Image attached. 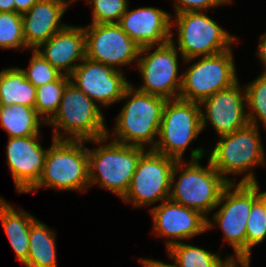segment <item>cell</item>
Returning a JSON list of instances; mask_svg holds the SVG:
<instances>
[{"label": "cell", "instance_id": "obj_1", "mask_svg": "<svg viewBox=\"0 0 266 267\" xmlns=\"http://www.w3.org/2000/svg\"><path fill=\"white\" fill-rule=\"evenodd\" d=\"M205 154L207 152L202 147L195 148L191 150V160L188 163L184 160L175 163L169 199L197 210L208 218L229 182L212 166L209 159L206 167L200 164Z\"/></svg>", "mask_w": 266, "mask_h": 267}, {"label": "cell", "instance_id": "obj_2", "mask_svg": "<svg viewBox=\"0 0 266 267\" xmlns=\"http://www.w3.org/2000/svg\"><path fill=\"white\" fill-rule=\"evenodd\" d=\"M121 100L127 102L116 116L113 131L108 129L107 137L122 144L154 149L167 100L138 91L132 83L125 89Z\"/></svg>", "mask_w": 266, "mask_h": 267}, {"label": "cell", "instance_id": "obj_3", "mask_svg": "<svg viewBox=\"0 0 266 267\" xmlns=\"http://www.w3.org/2000/svg\"><path fill=\"white\" fill-rule=\"evenodd\" d=\"M259 131V127L248 123L231 134L218 137L217 144L207 152L212 166L229 183H235V179L229 178L230 175L236 177L240 174L242 178L239 183H258L254 167L266 164Z\"/></svg>", "mask_w": 266, "mask_h": 267}, {"label": "cell", "instance_id": "obj_4", "mask_svg": "<svg viewBox=\"0 0 266 267\" xmlns=\"http://www.w3.org/2000/svg\"><path fill=\"white\" fill-rule=\"evenodd\" d=\"M108 139L106 135L87 141L100 144L94 150L88 147L89 187L98 184L122 199L129 189L138 161L147 149L112 139L109 142Z\"/></svg>", "mask_w": 266, "mask_h": 267}, {"label": "cell", "instance_id": "obj_5", "mask_svg": "<svg viewBox=\"0 0 266 267\" xmlns=\"http://www.w3.org/2000/svg\"><path fill=\"white\" fill-rule=\"evenodd\" d=\"M86 142L52 138L40 179L27 193L36 192L40 188L81 193L88 191L89 159Z\"/></svg>", "mask_w": 266, "mask_h": 267}, {"label": "cell", "instance_id": "obj_6", "mask_svg": "<svg viewBox=\"0 0 266 267\" xmlns=\"http://www.w3.org/2000/svg\"><path fill=\"white\" fill-rule=\"evenodd\" d=\"M259 197V183H229L220 196L207 229L220 227L224 245L229 244L234 254L233 262H246V225L253 202ZM220 206V207H219Z\"/></svg>", "mask_w": 266, "mask_h": 267}, {"label": "cell", "instance_id": "obj_7", "mask_svg": "<svg viewBox=\"0 0 266 267\" xmlns=\"http://www.w3.org/2000/svg\"><path fill=\"white\" fill-rule=\"evenodd\" d=\"M102 109L69 81L54 117L46 124L54 128L53 138L94 140L107 135Z\"/></svg>", "mask_w": 266, "mask_h": 267}, {"label": "cell", "instance_id": "obj_8", "mask_svg": "<svg viewBox=\"0 0 266 267\" xmlns=\"http://www.w3.org/2000/svg\"><path fill=\"white\" fill-rule=\"evenodd\" d=\"M171 26L177 29V38L171 31L170 42L181 54V59L211 56L232 48L238 39L225 31L207 12H183L175 14ZM177 42V44H176Z\"/></svg>", "mask_w": 266, "mask_h": 267}, {"label": "cell", "instance_id": "obj_9", "mask_svg": "<svg viewBox=\"0 0 266 267\" xmlns=\"http://www.w3.org/2000/svg\"><path fill=\"white\" fill-rule=\"evenodd\" d=\"M233 49L211 56L185 59L183 63L194 62L182 72V86L179 98L201 103L203 100L227 89L239 81L236 72ZM199 58V59H197ZM195 59L198 61L195 62Z\"/></svg>", "mask_w": 266, "mask_h": 267}, {"label": "cell", "instance_id": "obj_10", "mask_svg": "<svg viewBox=\"0 0 266 267\" xmlns=\"http://www.w3.org/2000/svg\"><path fill=\"white\" fill-rule=\"evenodd\" d=\"M202 132L200 103L180 98L167 100L154 151L176 161H183L184 152Z\"/></svg>", "mask_w": 266, "mask_h": 267}, {"label": "cell", "instance_id": "obj_11", "mask_svg": "<svg viewBox=\"0 0 266 267\" xmlns=\"http://www.w3.org/2000/svg\"><path fill=\"white\" fill-rule=\"evenodd\" d=\"M178 52L170 41L163 45L141 47L135 64L143 83L136 89L166 100L179 98L182 73L179 76Z\"/></svg>", "mask_w": 266, "mask_h": 267}, {"label": "cell", "instance_id": "obj_12", "mask_svg": "<svg viewBox=\"0 0 266 267\" xmlns=\"http://www.w3.org/2000/svg\"><path fill=\"white\" fill-rule=\"evenodd\" d=\"M177 161L153 149H147L140 157L131 184L121 199L142 208L169 199L171 174Z\"/></svg>", "mask_w": 266, "mask_h": 267}, {"label": "cell", "instance_id": "obj_13", "mask_svg": "<svg viewBox=\"0 0 266 267\" xmlns=\"http://www.w3.org/2000/svg\"><path fill=\"white\" fill-rule=\"evenodd\" d=\"M84 30L87 58L120 71H123V66L138 62L141 47L118 23L89 24L84 26Z\"/></svg>", "mask_w": 266, "mask_h": 267}, {"label": "cell", "instance_id": "obj_14", "mask_svg": "<svg viewBox=\"0 0 266 267\" xmlns=\"http://www.w3.org/2000/svg\"><path fill=\"white\" fill-rule=\"evenodd\" d=\"M70 81L98 106L106 108L119 103L125 89L131 84L125 78L124 71L87 57L74 69Z\"/></svg>", "mask_w": 266, "mask_h": 267}, {"label": "cell", "instance_id": "obj_15", "mask_svg": "<svg viewBox=\"0 0 266 267\" xmlns=\"http://www.w3.org/2000/svg\"><path fill=\"white\" fill-rule=\"evenodd\" d=\"M200 107L202 131L208 123L218 137L231 134L249 123L245 88L241 87L240 81L203 100Z\"/></svg>", "mask_w": 266, "mask_h": 267}, {"label": "cell", "instance_id": "obj_16", "mask_svg": "<svg viewBox=\"0 0 266 267\" xmlns=\"http://www.w3.org/2000/svg\"><path fill=\"white\" fill-rule=\"evenodd\" d=\"M153 206L149 211L153 219V233L166 238V250L174 244L181 243V240L191 239L208 231L207 218L197 210L171 199Z\"/></svg>", "mask_w": 266, "mask_h": 267}, {"label": "cell", "instance_id": "obj_17", "mask_svg": "<svg viewBox=\"0 0 266 267\" xmlns=\"http://www.w3.org/2000/svg\"><path fill=\"white\" fill-rule=\"evenodd\" d=\"M40 136L8 138L6 163L18 193H27L42 174L47 148L42 147Z\"/></svg>", "mask_w": 266, "mask_h": 267}, {"label": "cell", "instance_id": "obj_18", "mask_svg": "<svg viewBox=\"0 0 266 267\" xmlns=\"http://www.w3.org/2000/svg\"><path fill=\"white\" fill-rule=\"evenodd\" d=\"M128 9L120 18L121 29L140 47L163 45L171 39L172 14L155 7Z\"/></svg>", "mask_w": 266, "mask_h": 267}, {"label": "cell", "instance_id": "obj_19", "mask_svg": "<svg viewBox=\"0 0 266 267\" xmlns=\"http://www.w3.org/2000/svg\"><path fill=\"white\" fill-rule=\"evenodd\" d=\"M67 0H38L22 14L23 35L30 50L37 49L52 35L67 26L61 18L70 7Z\"/></svg>", "mask_w": 266, "mask_h": 267}, {"label": "cell", "instance_id": "obj_20", "mask_svg": "<svg viewBox=\"0 0 266 267\" xmlns=\"http://www.w3.org/2000/svg\"><path fill=\"white\" fill-rule=\"evenodd\" d=\"M35 50L60 73L70 76L86 57L84 25H67Z\"/></svg>", "mask_w": 266, "mask_h": 267}, {"label": "cell", "instance_id": "obj_21", "mask_svg": "<svg viewBox=\"0 0 266 267\" xmlns=\"http://www.w3.org/2000/svg\"><path fill=\"white\" fill-rule=\"evenodd\" d=\"M15 208L0 197V221L15 252L16 259L24 264L29 255V231L35 216Z\"/></svg>", "mask_w": 266, "mask_h": 267}, {"label": "cell", "instance_id": "obj_22", "mask_svg": "<svg viewBox=\"0 0 266 267\" xmlns=\"http://www.w3.org/2000/svg\"><path fill=\"white\" fill-rule=\"evenodd\" d=\"M56 234L42 221L35 219L29 231V255L26 267H57Z\"/></svg>", "mask_w": 266, "mask_h": 267}, {"label": "cell", "instance_id": "obj_23", "mask_svg": "<svg viewBox=\"0 0 266 267\" xmlns=\"http://www.w3.org/2000/svg\"><path fill=\"white\" fill-rule=\"evenodd\" d=\"M36 87L26 78L19 67H9L0 71V106L13 104L35 107Z\"/></svg>", "mask_w": 266, "mask_h": 267}, {"label": "cell", "instance_id": "obj_24", "mask_svg": "<svg viewBox=\"0 0 266 267\" xmlns=\"http://www.w3.org/2000/svg\"><path fill=\"white\" fill-rule=\"evenodd\" d=\"M0 124L12 137H28L40 134V127L47 124L35 108L13 104L0 106Z\"/></svg>", "mask_w": 266, "mask_h": 267}, {"label": "cell", "instance_id": "obj_25", "mask_svg": "<svg viewBox=\"0 0 266 267\" xmlns=\"http://www.w3.org/2000/svg\"><path fill=\"white\" fill-rule=\"evenodd\" d=\"M180 267H228L233 261L227 256L225 260L218 253L205 248L181 243L174 244L167 249Z\"/></svg>", "mask_w": 266, "mask_h": 267}, {"label": "cell", "instance_id": "obj_26", "mask_svg": "<svg viewBox=\"0 0 266 267\" xmlns=\"http://www.w3.org/2000/svg\"><path fill=\"white\" fill-rule=\"evenodd\" d=\"M69 81L70 76L62 74L57 80L36 88L34 108L46 123L57 113L65 87Z\"/></svg>", "mask_w": 266, "mask_h": 267}, {"label": "cell", "instance_id": "obj_27", "mask_svg": "<svg viewBox=\"0 0 266 267\" xmlns=\"http://www.w3.org/2000/svg\"><path fill=\"white\" fill-rule=\"evenodd\" d=\"M248 122L259 127L258 121L266 129V73L245 85Z\"/></svg>", "mask_w": 266, "mask_h": 267}, {"label": "cell", "instance_id": "obj_28", "mask_svg": "<svg viewBox=\"0 0 266 267\" xmlns=\"http://www.w3.org/2000/svg\"><path fill=\"white\" fill-rule=\"evenodd\" d=\"M266 239L265 191L253 202L246 225V262H251V250Z\"/></svg>", "mask_w": 266, "mask_h": 267}, {"label": "cell", "instance_id": "obj_29", "mask_svg": "<svg viewBox=\"0 0 266 267\" xmlns=\"http://www.w3.org/2000/svg\"><path fill=\"white\" fill-rule=\"evenodd\" d=\"M0 48L29 50L24 41L22 14L0 12Z\"/></svg>", "mask_w": 266, "mask_h": 267}, {"label": "cell", "instance_id": "obj_30", "mask_svg": "<svg viewBox=\"0 0 266 267\" xmlns=\"http://www.w3.org/2000/svg\"><path fill=\"white\" fill-rule=\"evenodd\" d=\"M32 51L28 68L21 70L25 73V78L36 88L44 84L57 80L62 73L54 68L40 53Z\"/></svg>", "mask_w": 266, "mask_h": 267}, {"label": "cell", "instance_id": "obj_31", "mask_svg": "<svg viewBox=\"0 0 266 267\" xmlns=\"http://www.w3.org/2000/svg\"><path fill=\"white\" fill-rule=\"evenodd\" d=\"M92 9V23H118L129 6L128 0H85Z\"/></svg>", "mask_w": 266, "mask_h": 267}, {"label": "cell", "instance_id": "obj_32", "mask_svg": "<svg viewBox=\"0 0 266 267\" xmlns=\"http://www.w3.org/2000/svg\"><path fill=\"white\" fill-rule=\"evenodd\" d=\"M233 0H173L174 13L183 12H207L209 8L222 6L224 4H232Z\"/></svg>", "mask_w": 266, "mask_h": 267}, {"label": "cell", "instance_id": "obj_33", "mask_svg": "<svg viewBox=\"0 0 266 267\" xmlns=\"http://www.w3.org/2000/svg\"><path fill=\"white\" fill-rule=\"evenodd\" d=\"M168 256L172 259L174 264L164 263L163 261L154 260L152 258H139L138 260L140 261L143 267H180L169 253Z\"/></svg>", "mask_w": 266, "mask_h": 267}, {"label": "cell", "instance_id": "obj_34", "mask_svg": "<svg viewBox=\"0 0 266 267\" xmlns=\"http://www.w3.org/2000/svg\"><path fill=\"white\" fill-rule=\"evenodd\" d=\"M257 47V57L261 60L263 73H266V32L260 36Z\"/></svg>", "mask_w": 266, "mask_h": 267}, {"label": "cell", "instance_id": "obj_35", "mask_svg": "<svg viewBox=\"0 0 266 267\" xmlns=\"http://www.w3.org/2000/svg\"><path fill=\"white\" fill-rule=\"evenodd\" d=\"M38 0H14L15 12L26 13Z\"/></svg>", "mask_w": 266, "mask_h": 267}, {"label": "cell", "instance_id": "obj_36", "mask_svg": "<svg viewBox=\"0 0 266 267\" xmlns=\"http://www.w3.org/2000/svg\"><path fill=\"white\" fill-rule=\"evenodd\" d=\"M0 12H15L14 0H0Z\"/></svg>", "mask_w": 266, "mask_h": 267}, {"label": "cell", "instance_id": "obj_37", "mask_svg": "<svg viewBox=\"0 0 266 267\" xmlns=\"http://www.w3.org/2000/svg\"><path fill=\"white\" fill-rule=\"evenodd\" d=\"M250 262H232L228 267H250Z\"/></svg>", "mask_w": 266, "mask_h": 267}, {"label": "cell", "instance_id": "obj_38", "mask_svg": "<svg viewBox=\"0 0 266 267\" xmlns=\"http://www.w3.org/2000/svg\"><path fill=\"white\" fill-rule=\"evenodd\" d=\"M69 3H70V5L71 4H73V2H75V1H77V0H67Z\"/></svg>", "mask_w": 266, "mask_h": 267}, {"label": "cell", "instance_id": "obj_39", "mask_svg": "<svg viewBox=\"0 0 266 267\" xmlns=\"http://www.w3.org/2000/svg\"><path fill=\"white\" fill-rule=\"evenodd\" d=\"M265 214H266V191H265Z\"/></svg>", "mask_w": 266, "mask_h": 267}]
</instances>
